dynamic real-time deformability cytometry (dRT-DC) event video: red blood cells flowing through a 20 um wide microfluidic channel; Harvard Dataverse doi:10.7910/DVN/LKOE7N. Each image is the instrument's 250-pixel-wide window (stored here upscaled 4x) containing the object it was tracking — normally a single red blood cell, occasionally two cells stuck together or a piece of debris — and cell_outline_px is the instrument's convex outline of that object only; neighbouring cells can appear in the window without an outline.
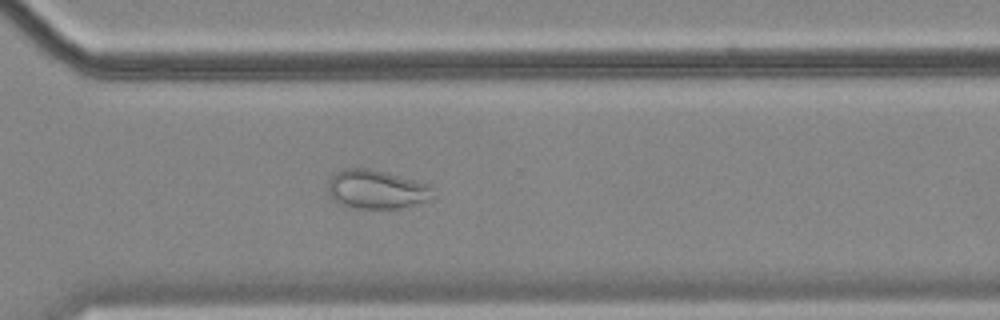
{"species": "common noctule bat (a hibernating species)", "species_latin": "Nyctalus noctula", "temperature_condition": "cold", "stored_images_in_passage": 57, "camera_frame_rate_fps": 3000, "um_per_image_px": 0.085, "animal": {"sex": "female", "body_mass_g": 18.4}, "frame": {"image": 1, "passage_image": 41, "time_ms": 13.333, "image_size_px": [1000, 320], "cell_outline_px": [[436, 192], [424, 200], [400, 208], [352, 208], [332, 200], [328, 192], [328, 180], [340, 168], [368, 168], [432, 184]], "centroid_in_image_um": [31.96, 16.08], "position_along_channel_um": 338.6, "area_um2": 23.76}, "authors_computed_cell_mechanics": {"area_um2": 28.611, "velocity_mm_per_s": 3.5396, "shape_relaxation_time_tau1_ms": null, "shape_relaxation_time_tau2_ms": 2.0108, "deformation_change_tau1": null, "deformation_change_tau2": 0.0666}}